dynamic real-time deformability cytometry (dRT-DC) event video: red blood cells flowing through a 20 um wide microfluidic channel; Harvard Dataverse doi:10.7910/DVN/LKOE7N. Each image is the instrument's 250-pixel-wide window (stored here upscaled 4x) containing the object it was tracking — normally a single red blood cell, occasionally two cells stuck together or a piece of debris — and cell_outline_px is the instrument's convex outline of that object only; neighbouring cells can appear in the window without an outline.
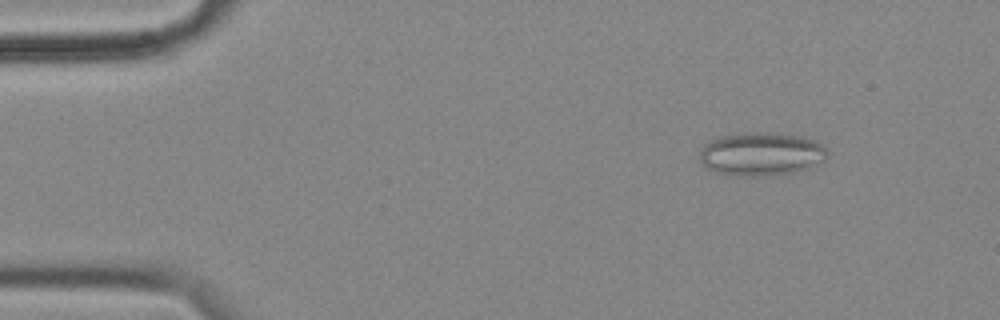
{"species": "common noctule bat (a hibernating species)", "species_latin": "Nyctalus noctula", "temperature_condition": "cold", "stored_images_in_passage": 50, "camera_frame_rate_fps": 3000, "um_per_image_px": 0.085, "animal": {"sex": "female", "body_mass_g": 18.4}, "frame": {"image": 1, "passage_image": 1, "time_ms": 0.0, "image_size_px": [1000, 320], "cell_outline_px": [[828, 156], [824, 160], [808, 168], [792, 172], [768, 176], [736, 176], [716, 172], [708, 168], [700, 160], [700, 152], [704, 144], [720, 136], [756, 132], [776, 132], [800, 136], [816, 140], [824, 144], [828, 152]], "centroid_in_image_um": [64.75, 13.08], "position_along_channel_um": 20.3, "area_um2": 32.43}}
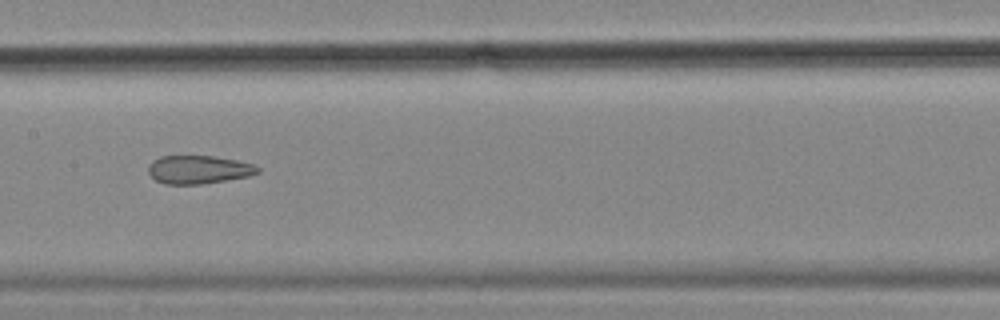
{"frame": {"image": 2, "passage_image": 22, "time_ms": 7.0, "image_size_px": [1000, 320], "cell_outline_px": [[260, 172], [248, 176], [204, 184], [164, 184], [156, 180], [148, 172], [148, 164], [152, 160], [160, 156], [212, 156], [236, 160], [252, 164], [260, 168]], "centroid_in_image_um": [16.85, 14.41], "position_along_channel_um": 190.5, "area_um2": 18.03}}
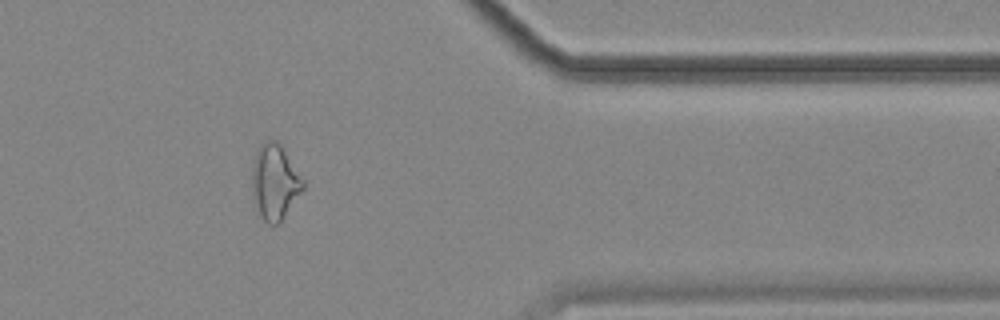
{"frame": {"image": 3, "passage_image": 40, "time_ms": 13.0, "image_size_px": [1000, 320], "cell_outline_px": [[304, 188], [280, 220], [276, 224], [268, 224], [260, 216], [252, 196], [252, 164], [256, 152], [268, 140], [276, 140], [280, 144], [304, 180]], "centroid_in_image_um": [23.33, 15.47], "position_along_channel_um": 388.1, "area_um2": 21.85}, "authors_computed_cell_mechanics": {"area_um2": 21.675, "velocity_mm_per_s": 3.5941, "shape_relaxation_time_tau1_ms": null, "shape_relaxation_time_tau2_ms": 2.9421, "deformation_change_tau1": null, "deformation_change_tau2": 0.1214}}